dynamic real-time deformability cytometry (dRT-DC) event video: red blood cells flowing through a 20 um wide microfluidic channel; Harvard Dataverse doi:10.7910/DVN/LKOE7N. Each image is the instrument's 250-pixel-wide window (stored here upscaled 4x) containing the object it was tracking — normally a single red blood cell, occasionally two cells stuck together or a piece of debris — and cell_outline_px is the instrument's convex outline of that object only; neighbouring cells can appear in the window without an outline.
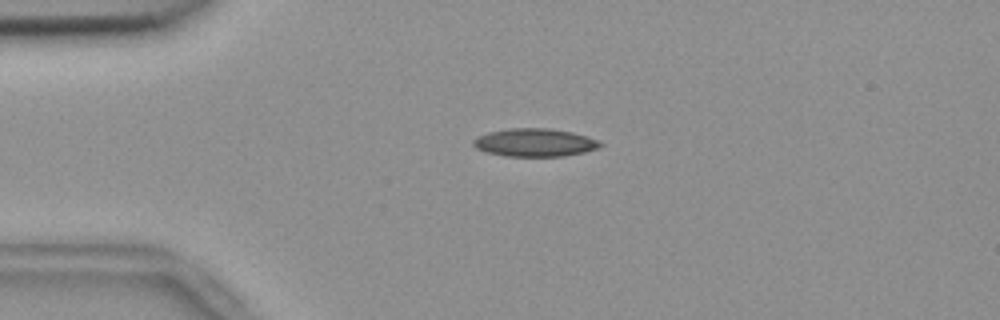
{"species": "common noctule bat (a hibernating species)", "species_latin": "Nyctalus noctula", "temperature_condition": "room temperature", "stored_images_in_passage": 44, "camera_frame_rate_fps": 3000, "um_per_image_px": 0.085, "animal": {"sex": "female", "body_mass_g": 18.4}, "frame": {"image": 1, "passage_image": 3, "time_ms": 0.667, "image_size_px": [1000, 320], "cell_outline_px": [[604, 144], [596, 148], [584, 152], [564, 156], [504, 156], [484, 152], [476, 148], [472, 144], [472, 140], [476, 136], [488, 132], [508, 128], [552, 128], [572, 132], [588, 136]], "centroid_in_image_um": [45.4, 12.11], "position_along_channel_um": 39.6, "area_um2": 20.92}}
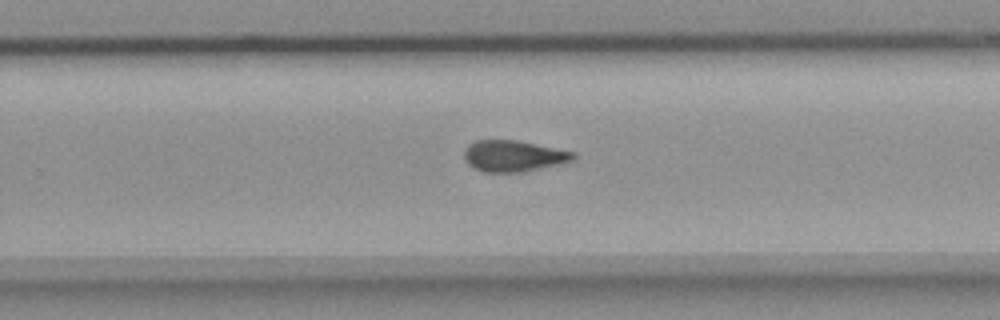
{"frame": {"image": 2, "passage_image": 25, "time_ms": 8.0, "image_size_px": [1000, 320], "cell_outline_px": [[576, 156], [572, 160], [556, 164], [520, 172], [484, 172], [472, 168], [464, 160], [464, 152], [468, 144], [476, 140], [516, 140], [572, 152]], "centroid_in_image_um": [43.54, 13.26], "position_along_channel_um": 286.3, "area_um2": 19.48}}
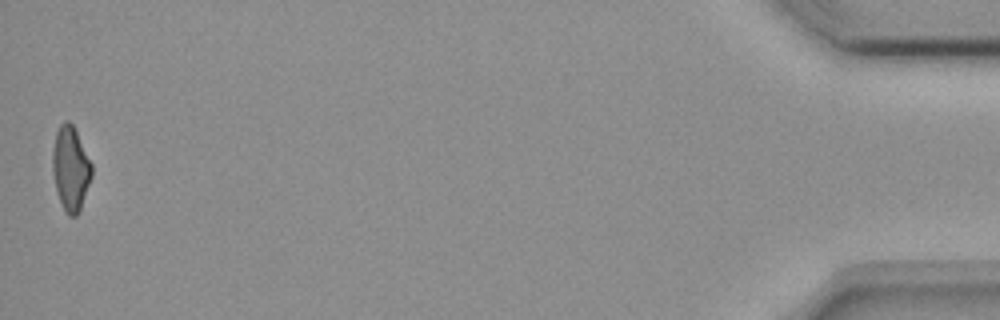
{"frame": {"image": 3, "passage_image": 44, "time_ms": 14.333, "image_size_px": [1000, 320], "cell_outline_px": [[92, 176], [80, 212], [76, 216], [68, 216], [64, 212], [56, 192], [52, 172], [52, 152], [56, 132], [60, 124], [64, 120], [68, 120], [72, 124], [92, 164]], "centroid_in_image_um": [5.99, 14.37], "position_along_channel_um": 429.2, "area_um2": 19.48}, "authors_computed_cell_mechanics": {"area_um2": 20.2011, "velocity_mm_per_s": 3.7514, "shape_relaxation_time_tau1_ms": null, "shape_relaxation_time_tau2_ms": 4.7064, "deformation_change_tau1": null, "deformation_change_tau2": 0.1324}}